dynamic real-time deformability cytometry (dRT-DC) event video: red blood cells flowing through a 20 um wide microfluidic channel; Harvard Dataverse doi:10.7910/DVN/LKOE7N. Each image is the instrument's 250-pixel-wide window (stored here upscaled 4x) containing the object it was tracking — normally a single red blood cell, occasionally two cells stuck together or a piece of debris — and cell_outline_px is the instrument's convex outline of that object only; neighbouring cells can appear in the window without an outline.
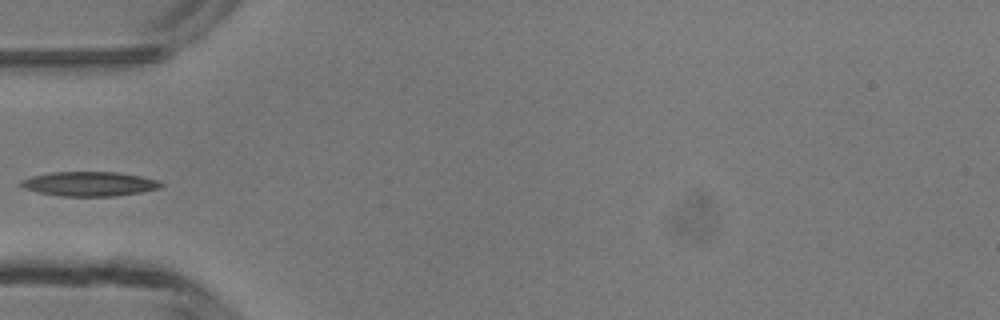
{"species": "common noctule bat (a hibernating species)", "species_latin": "Nyctalus noctula", "temperature_condition": "room temperature", "stored_images_in_passage": 3, "camera_frame_rate_fps": 3000, "um_per_image_px": 0.085, "animal": {"sex": "male", "body_mass_g": 13.3}, "frame": {"image": 1, "passage_image": 3, "time_ms": 2.0, "image_size_px": [1000, 320], "cell_outline_px": [[164, 184], [160, 188], [140, 192], [116, 196], [60, 196], [40, 192], [24, 188], [16, 184], [20, 180], [32, 176], [52, 172], [116, 172], [140, 176], [160, 180]], "centroid_in_image_um": [7.59, 15.62], "position_along_channel_um": 77.4, "area_um2": 20.0}}